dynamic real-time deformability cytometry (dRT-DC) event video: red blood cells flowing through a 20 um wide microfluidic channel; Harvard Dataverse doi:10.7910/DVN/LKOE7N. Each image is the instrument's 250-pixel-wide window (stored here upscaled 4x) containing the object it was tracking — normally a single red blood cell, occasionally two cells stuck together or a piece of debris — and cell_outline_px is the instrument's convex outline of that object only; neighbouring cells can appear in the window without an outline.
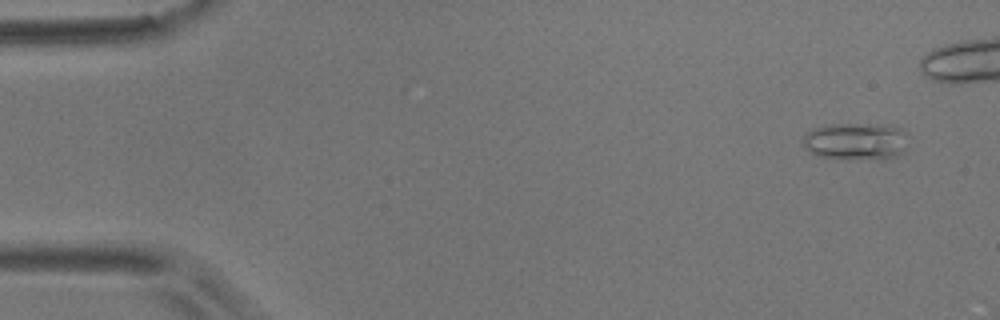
{"species": "common noctule bat (a hibernating species)", "species_latin": "Nyctalus noctula", "temperature_condition": "room temperature", "stored_images_in_passage": 6, "camera_frame_rate_fps": 3000, "um_per_image_px": 0.085, "animal": {"sex": "male", "body_mass_g": 17.9}, "frame": {"image": 1, "passage_image": 1, "time_ms": 0.0, "image_size_px": [1000, 320], "cell_outline_px": [[908, 148], [900, 156], [880, 160], [844, 160], [816, 156], [804, 144], [804, 136], [812, 128], [832, 124], [884, 124], [900, 128], [904, 132]], "centroid_in_image_um": [72.81, 12.05], "position_along_channel_um": 12.2, "area_um2": 23.41}}